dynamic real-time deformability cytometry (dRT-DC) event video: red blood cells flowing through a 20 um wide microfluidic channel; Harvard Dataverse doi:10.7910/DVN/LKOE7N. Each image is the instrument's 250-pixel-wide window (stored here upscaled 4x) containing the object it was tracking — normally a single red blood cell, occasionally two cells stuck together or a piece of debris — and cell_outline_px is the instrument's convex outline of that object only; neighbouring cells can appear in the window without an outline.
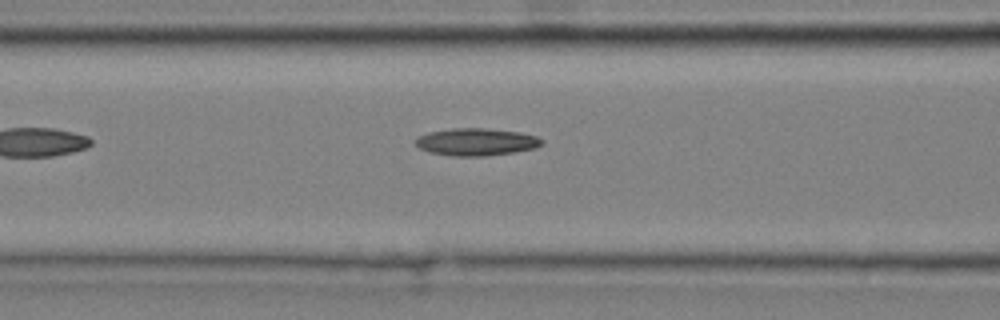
{"species": "common noctule bat (a hibernating species)", "species_latin": "Nyctalus noctula", "temperature_condition": "cold", "stored_images_in_passage": 6, "camera_frame_rate_fps": 3000, "um_per_image_px": 0.085, "animal": {"sex": "male", "body_mass_g": 20.4}, "frame": {"image": 1, "passage_image": 6, "time_ms": 1.667, "image_size_px": [1000, 320], "cell_outline_px": [[544, 144], [536, 148], [512, 152], [484, 156], [452, 156], [428, 152], [420, 148], [416, 144], [416, 136], [428, 132], [452, 128], [484, 128], [520, 132], [536, 136], [544, 140]], "centroid_in_image_um": [40.48, 12.06], "position_along_channel_um": 126.1, "area_um2": 20.23}}